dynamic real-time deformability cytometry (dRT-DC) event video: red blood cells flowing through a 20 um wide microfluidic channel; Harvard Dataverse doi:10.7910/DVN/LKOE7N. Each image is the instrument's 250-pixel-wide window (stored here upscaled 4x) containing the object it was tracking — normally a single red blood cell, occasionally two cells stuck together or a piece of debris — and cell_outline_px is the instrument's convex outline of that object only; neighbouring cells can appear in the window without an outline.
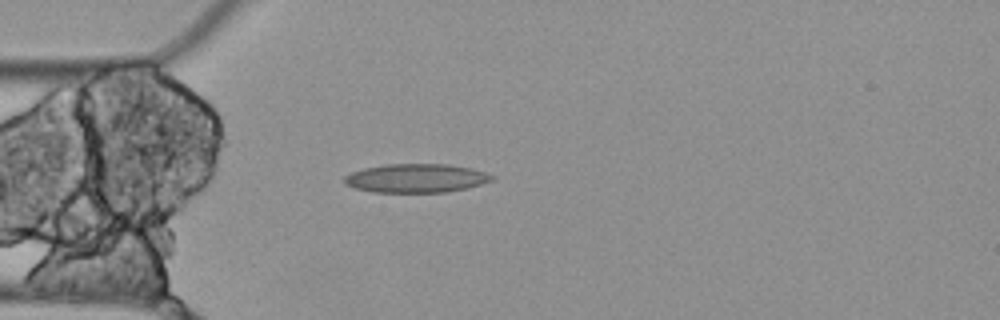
{"species": "Egyptian fruit bat (a non-hibernating species)", "species_latin": "Rousettus aegyptiacus", "temperature_condition": "cold", "stored_images_in_passage": 3, "camera_frame_rate_fps": 3000, "um_per_image_px": 0.085, "animal": {"sex": "female"}, "frame": {"image": 1, "passage_image": 3, "time_ms": 0.667, "image_size_px": [1000, 320], "cell_outline_px": [[496, 176], [492, 180], [480, 184], [448, 192], [372, 192], [352, 188], [344, 184], [344, 176], [352, 172], [364, 168], [384, 164], [448, 164], [472, 168]], "centroid_in_image_um": [35.33, 15.14], "position_along_channel_um": 49.7, "area_um2": 24.8}}